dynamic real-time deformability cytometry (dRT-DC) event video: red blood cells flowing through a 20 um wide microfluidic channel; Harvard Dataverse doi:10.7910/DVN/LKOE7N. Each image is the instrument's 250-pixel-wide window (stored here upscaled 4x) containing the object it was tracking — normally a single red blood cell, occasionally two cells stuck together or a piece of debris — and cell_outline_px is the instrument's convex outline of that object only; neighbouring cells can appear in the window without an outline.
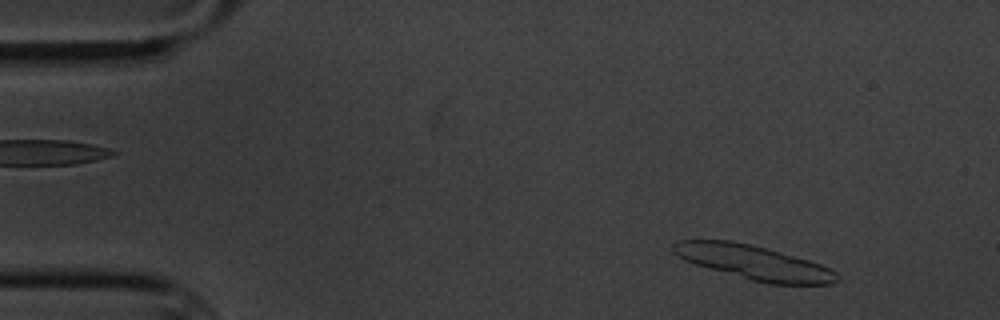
{"species": "common noctule bat (a hibernating species)", "species_latin": "Nyctalus noctula", "temperature_condition": "cold", "stored_images_in_passage": 14, "segment_of_instrument_passage": [1, 2], "camera_frame_rate_fps": 3000, "um_per_image_px": 0.085, "animal": {"sex": "male", "body_mass_g": 20.1, "forearm_length_mm": 53.5}, "frame": {"image": 1, "passage_image": 1, "time_ms": 0.0, "image_size_px": [1000, 320], "cell_outline_px": [[840, 280], [832, 284], [768, 284], [752, 280], [708, 268], [684, 260], [672, 252], [672, 244], [676, 240], [732, 240], [752, 244], [768, 248], [808, 260], [820, 264], [836, 272], [840, 276]], "centroid_in_image_um": [64.07, 22.3], "position_along_channel_um": 20.9, "area_um2": 32.77}}